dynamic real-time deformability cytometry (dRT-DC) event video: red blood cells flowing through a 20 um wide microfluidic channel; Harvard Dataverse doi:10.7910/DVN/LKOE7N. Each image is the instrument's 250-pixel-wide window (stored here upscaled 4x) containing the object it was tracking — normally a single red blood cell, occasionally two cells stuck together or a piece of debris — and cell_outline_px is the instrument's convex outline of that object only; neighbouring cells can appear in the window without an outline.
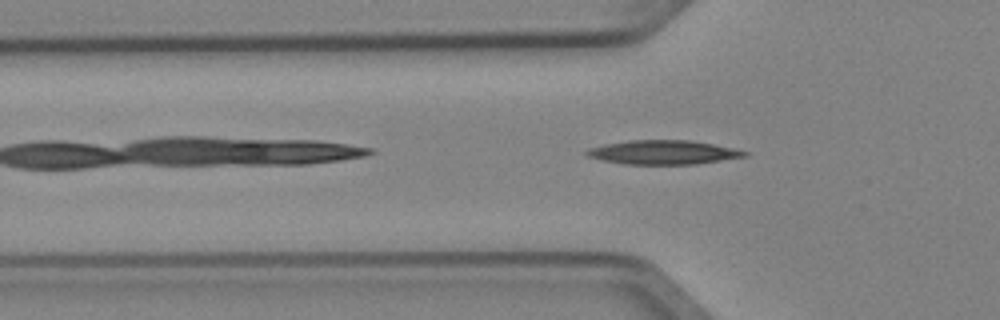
{"species": "Egyptian fruit bat (a non-hibernating species)", "species_latin": "Rousettus aegyptiacus", "temperature_condition": "cold", "stored_images_in_passage": 3, "camera_frame_rate_fps": 3000, "um_per_image_px": 0.085, "animal": {"sex": "female"}, "frame": {"image": 1, "passage_image": 3, "time_ms": 0.667, "image_size_px": [1000, 320], "cell_outline_px": [[748, 156], [696, 164], [624, 164], [604, 160], [588, 156], [584, 152], [588, 148], [604, 144], [632, 140], [688, 140], [712, 144], [732, 148], [748, 152]], "centroid_in_image_um": [56.36, 12.95], "position_along_channel_um": 69.4, "area_um2": 21.91}}